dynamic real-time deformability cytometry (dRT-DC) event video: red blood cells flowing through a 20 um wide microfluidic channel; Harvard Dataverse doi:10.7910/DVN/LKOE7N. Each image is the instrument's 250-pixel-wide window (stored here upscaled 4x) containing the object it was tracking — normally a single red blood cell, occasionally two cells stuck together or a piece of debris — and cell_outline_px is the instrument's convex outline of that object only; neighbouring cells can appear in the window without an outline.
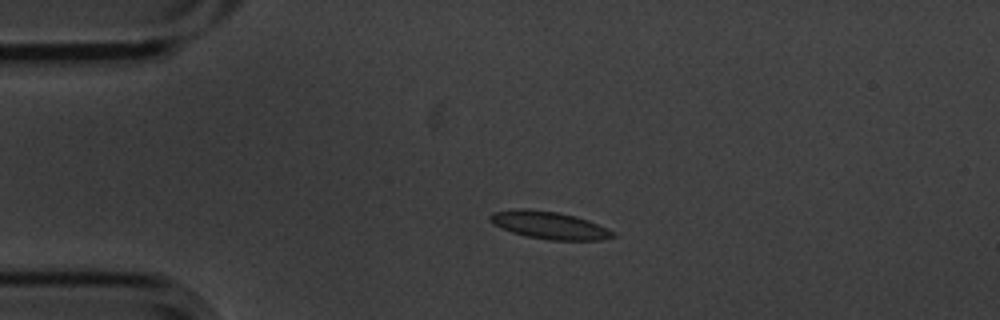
{"species": "common noctule bat (a hibernating species)", "species_latin": "Nyctalus noctula", "temperature_condition": "cold", "stored_images_in_passage": 4, "camera_frame_rate_fps": 3000, "um_per_image_px": 0.085, "animal": {"sex": "male", "body_mass_g": 20.1, "forearm_length_mm": 53.5}, "frame": {"image": 1, "passage_image": 3, "time_ms": 0.667, "image_size_px": [1000, 320], "cell_outline_px": [[616, 236], [600, 240], [548, 240], [528, 236], [512, 232], [500, 228], [488, 216], [492, 212], [556, 212], [576, 216], [588, 220], [612, 232]], "centroid_in_image_um": [46.77, 19.2], "position_along_channel_um": 38.2, "area_um2": 18.32}}